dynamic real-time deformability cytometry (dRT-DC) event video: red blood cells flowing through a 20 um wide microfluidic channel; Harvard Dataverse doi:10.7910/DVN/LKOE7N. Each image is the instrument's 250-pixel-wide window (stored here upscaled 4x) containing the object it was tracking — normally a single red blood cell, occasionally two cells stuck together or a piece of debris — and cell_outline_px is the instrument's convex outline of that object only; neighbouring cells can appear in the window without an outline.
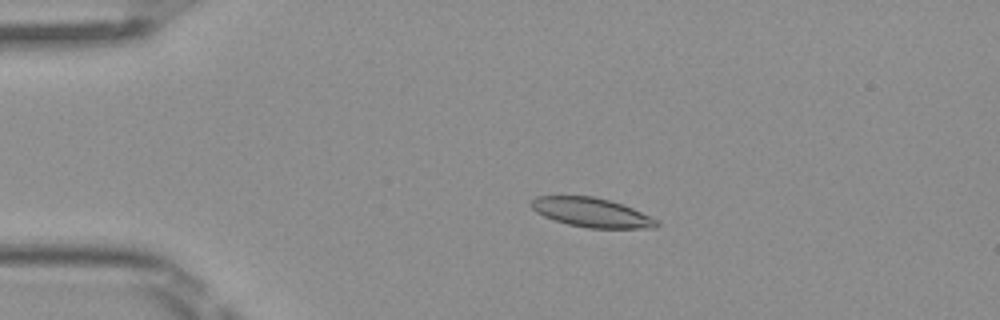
{"species": "Egyptian fruit bat (a non-hibernating species)", "species_latin": "Rousettus aegyptiacus", "temperature_condition": "room temperature", "stored_images_in_passage": 41, "camera_frame_rate_fps": 3000, "um_per_image_px": 0.085, "frame": {"image": 1, "passage_image": 2, "time_ms": 0.333, "image_size_px": [1000, 320], "cell_outline_px": [[660, 224], [656, 228], [588, 228], [568, 224], [544, 216], [536, 212], [528, 204], [536, 196], [592, 196], [608, 200], [632, 208], [656, 220]], "centroid_in_image_um": [50.24, 18.06], "position_along_channel_um": 34.8, "area_um2": 21.1}}
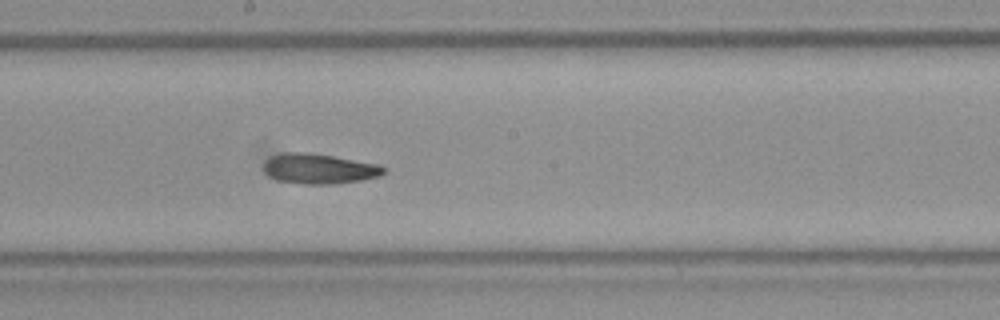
{"frame": {"image": 2, "passage_image": 19, "time_ms": 6.0, "image_size_px": [1000, 320], "cell_outline_px": [[384, 172], [380, 176], [360, 180], [332, 184], [304, 184], [276, 180], [268, 176], [264, 172], [264, 160], [268, 156], [280, 152], [308, 152], [380, 164], [384, 168]], "centroid_in_image_um": [27.05, 14.33], "position_along_channel_um": 221.1, "area_um2": 21.27}}
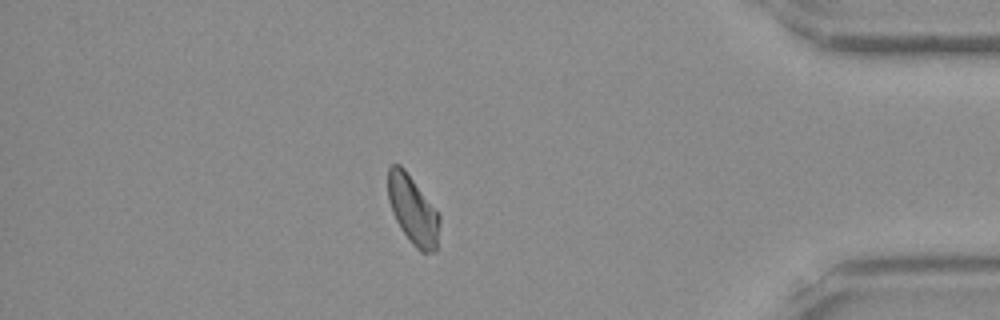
{"frame": {"image": 3, "passage_image": 35, "time_ms": 11.333, "image_size_px": [1000, 320], "cell_outline_px": [[440, 224], [436, 248], [432, 252], [420, 252], [412, 244], [400, 228], [392, 212], [388, 200], [388, 168], [392, 164], [400, 164], [404, 168], [440, 216]], "centroid_in_image_um": [35.07, 17.86], "position_along_channel_um": 400.1, "area_um2": 20.35}, "authors_computed_cell_mechanics": {"area_um2": 21.1548, "velocity_mm_per_s": 4.0547, "shape_relaxation_time_tau1_ms": 10.2837, "shape_relaxation_time_tau2_ms": 3.9936, "deformation_change_tau1": 0.175, "deformation_change_tau2": 0.0938}}